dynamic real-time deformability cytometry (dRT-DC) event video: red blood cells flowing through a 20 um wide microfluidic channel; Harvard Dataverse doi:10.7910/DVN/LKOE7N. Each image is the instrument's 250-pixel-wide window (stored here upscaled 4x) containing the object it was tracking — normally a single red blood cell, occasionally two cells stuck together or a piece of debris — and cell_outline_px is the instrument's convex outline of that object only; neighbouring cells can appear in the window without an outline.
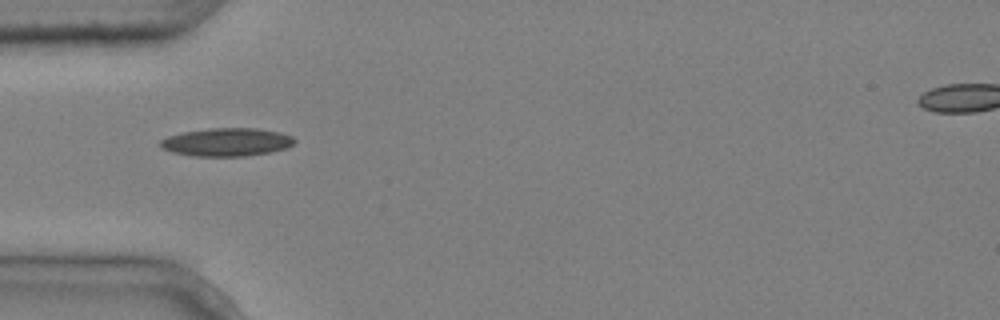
{"species": "common noctule bat (a hibernating species)", "species_latin": "Nyctalus noctula", "temperature_condition": "cold", "stored_images_in_passage": 7, "camera_frame_rate_fps": 3000, "um_per_image_px": 0.085, "animal": {"sex": "male", "body_mass_g": 20.4}, "frame": {"image": 1, "passage_image": 5, "time_ms": 1.333, "image_size_px": [1000, 320], "cell_outline_px": [[296, 140], [288, 148], [268, 152], [244, 156], [192, 156], [172, 152], [164, 148], [160, 144], [160, 140], [168, 136], [180, 132], [212, 128], [256, 128], [280, 132], [292, 136]], "centroid_in_image_um": [19.27, 12.07], "position_along_channel_um": 65.7, "area_um2": 21.96}}